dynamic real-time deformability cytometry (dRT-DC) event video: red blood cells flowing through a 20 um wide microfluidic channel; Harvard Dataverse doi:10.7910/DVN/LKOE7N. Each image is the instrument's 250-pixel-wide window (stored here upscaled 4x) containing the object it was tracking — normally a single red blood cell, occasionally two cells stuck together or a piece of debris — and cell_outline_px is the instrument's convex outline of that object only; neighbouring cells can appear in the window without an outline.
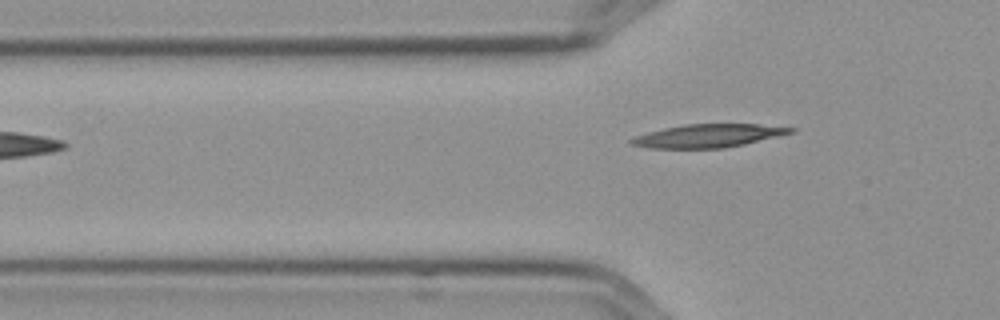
{"species": "Egyptian fruit bat (a non-hibernating species)", "species_latin": "Rousettus aegyptiacus", "temperature_condition": "cold", "stored_images_in_passage": 6, "camera_frame_rate_fps": 3000, "um_per_image_px": 0.085, "frame": {"image": 1, "passage_image": 6, "time_ms": 1.667, "image_size_px": [1000, 320], "cell_outline_px": [[796, 132], [744, 144], [724, 148], [648, 148], [628, 144], [628, 140], [632, 136], [664, 128], [684, 124], [760, 124], [796, 128]], "centroid_in_image_um": [60.16, 11.54], "position_along_channel_um": 65.6, "area_um2": 21.73}}